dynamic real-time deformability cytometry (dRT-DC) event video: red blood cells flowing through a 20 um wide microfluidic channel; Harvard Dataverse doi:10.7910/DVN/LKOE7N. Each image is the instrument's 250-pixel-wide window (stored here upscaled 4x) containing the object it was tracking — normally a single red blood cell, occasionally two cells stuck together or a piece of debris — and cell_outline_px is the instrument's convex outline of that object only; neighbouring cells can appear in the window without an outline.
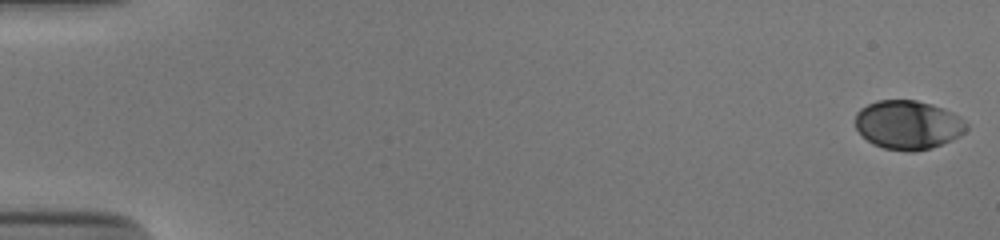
{"species": "human", "species_latin": "Homo sapiens", "temperature_condition": "cold", "stored_images_in_passage": 54, "camera_frame_rate_fps": 3000, "um_per_image_px": 0.085, "donor": {"sex": "male"}, "frame": {"image": 1, "passage_image": 1, "time_ms": 0.0, "image_size_px": [1000, 240], "cell_outline_px": [[968, 128], [960, 136], [952, 140], [932, 148], [912, 152], [884, 148], [872, 144], [856, 128], [856, 112], [860, 108], [876, 100], [916, 100], [932, 104], [944, 108], [960, 116], [968, 124]], "centroid_in_image_um": [77.21, 10.6], "position_along_channel_um": 7.8, "area_um2": 31.85}}
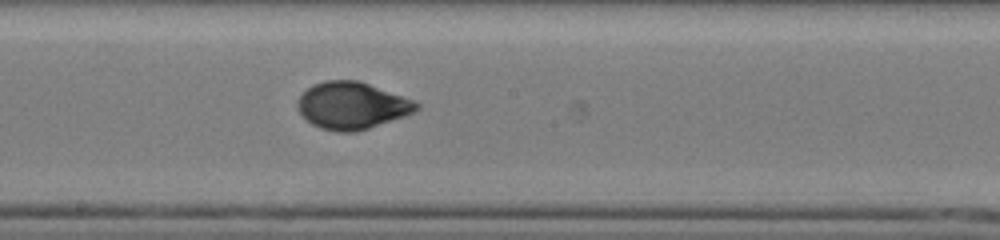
{"frame": {"image": 2, "passage_image": 31, "time_ms": 10.0, "image_size_px": [1000, 240], "cell_outline_px": [[420, 108], [404, 116], [356, 132], [336, 132], [320, 128], [312, 124], [300, 112], [296, 104], [300, 96], [312, 84], [324, 80], [356, 80], [368, 84], [412, 100], [420, 104]], "centroid_in_image_um": [29.88, 8.98], "position_along_channel_um": 218.3, "area_um2": 32.14}}
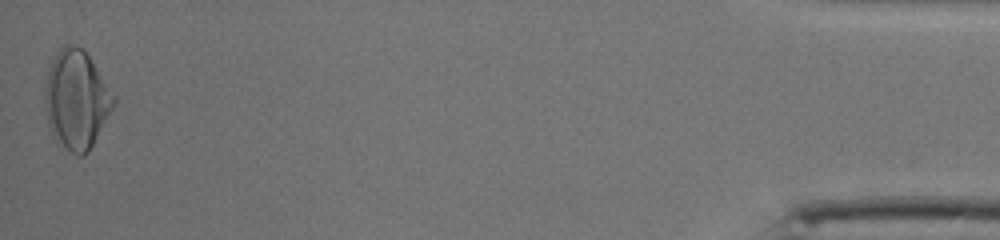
{"frame": {"image": 3, "passage_image": 54, "time_ms": 17.667, "image_size_px": [1000, 240], "cell_outline_px": [[116, 104], [88, 152], [84, 156], [76, 156], [56, 144], [52, 136], [48, 124], [44, 108], [44, 92], [48, 68], [56, 52], [64, 44], [76, 44], [84, 48], [116, 96]], "centroid_in_image_um": [6.48, 8.48], "position_along_channel_um": 428.7, "area_um2": 40.52}, "authors_computed_cell_mechanics": {"area_um2": 32.0212, "velocity_mm_per_s": 3.8527, "shape_relaxation_time_tau1_ms": 3.2964, "shape_relaxation_time_tau2_ms": 0.7391, "deformation_change_tau1": 0.1607, "deformation_change_tau2": 0.0411}}